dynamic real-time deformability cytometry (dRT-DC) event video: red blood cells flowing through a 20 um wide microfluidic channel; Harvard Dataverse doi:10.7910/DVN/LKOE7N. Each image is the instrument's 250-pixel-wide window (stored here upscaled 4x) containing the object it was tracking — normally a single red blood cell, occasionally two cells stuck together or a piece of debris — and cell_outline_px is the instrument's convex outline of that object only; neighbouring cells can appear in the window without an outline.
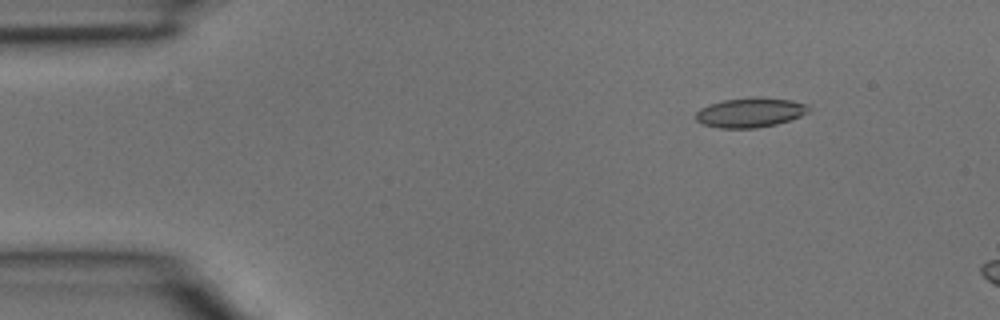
{"species": "common noctule bat (a hibernating species)", "species_latin": "Nyctalus noctula", "temperature_condition": "room temperature", "stored_images_in_passage": 4, "segment_of_instrument_passage": [2, 2], "camera_frame_rate_fps": 3000, "um_per_image_px": 0.085, "animal": {"sex": "male", "body_mass_g": 15.6}, "frame": {"image": 1, "passage_image": 4, "time_ms": 1.0, "image_size_px": [1000, 320], "cell_outline_px": [[808, 112], [800, 116], [776, 124], [756, 128], [720, 128], [704, 124], [696, 120], [696, 112], [700, 108], [708, 104], [724, 100], [752, 96], [756, 96], [792, 100], [808, 104]], "centroid_in_image_um": [63.76, 9.55], "position_along_channel_um": 21.2, "area_um2": 19.54}}